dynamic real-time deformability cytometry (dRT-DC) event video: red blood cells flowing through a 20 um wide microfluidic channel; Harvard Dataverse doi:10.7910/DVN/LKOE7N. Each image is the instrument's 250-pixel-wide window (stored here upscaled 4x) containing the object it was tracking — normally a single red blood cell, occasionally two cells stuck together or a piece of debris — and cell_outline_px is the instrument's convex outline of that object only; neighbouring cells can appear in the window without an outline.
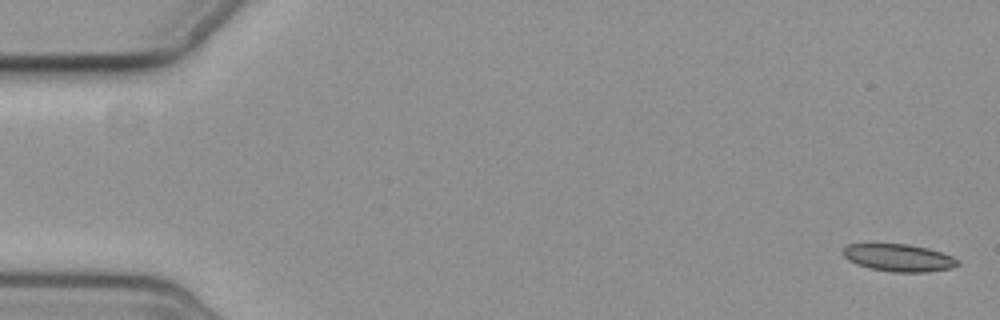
{"species": "common noctule bat (a hibernating species)", "species_latin": "Nyctalus noctula", "temperature_condition": "cold", "stored_images_in_passage": 8, "camera_frame_rate_fps": 3000, "um_per_image_px": 0.085, "animal": {"sex": "female", "body_mass_g": 19.3, "forearm_length_mm": 54.1}, "frame": {"image": 1, "passage_image": 1, "time_ms": 0.0, "image_size_px": [1000, 320], "cell_outline_px": [[960, 264], [952, 268], [928, 272], [892, 272], [868, 268], [856, 264], [848, 260], [840, 252], [848, 244], [908, 244], [928, 248], [952, 256], [960, 260]], "centroid_in_image_um": [76.39, 21.91], "position_along_channel_um": 8.6, "area_um2": 18.5}}
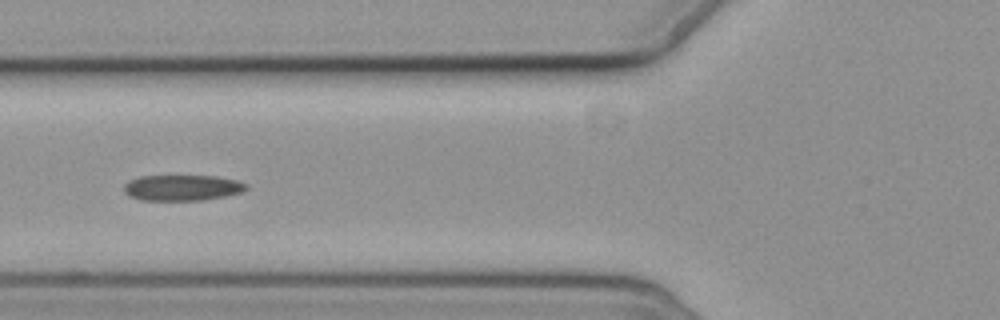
{"frame": {"image": 2, "passage_image": 7, "time_ms": 7.0, "image_size_px": [1000, 320], "cell_outline_px": [[248, 188], [240, 192], [224, 196], [204, 200], [140, 200], [128, 196], [124, 192], [124, 184], [128, 180], [140, 176], [216, 176], [236, 180], [248, 184]], "centroid_in_image_um": [15.45, 15.95], "position_along_channel_um": 110.3, "area_um2": 18.44}}
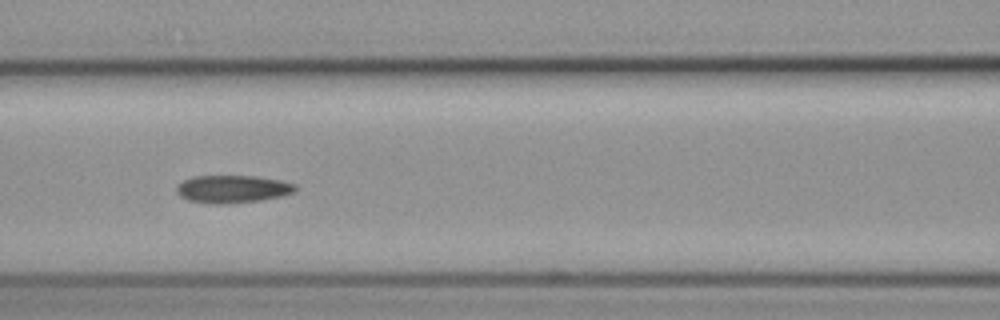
{"frame": {"image": 3, "passage_image": 8, "time_ms": 8.0, "image_size_px": [1000, 320], "cell_outline_px": [[296, 188], [292, 192], [284, 196], [264, 200], [220, 204], [208, 204], [188, 200], [180, 196], [176, 192], [176, 188], [184, 180], [192, 176], [256, 176], [280, 180], [296, 184]], "centroid_in_image_um": [19.77, 16.07], "position_along_channel_um": 146.8, "area_um2": 19.25}}